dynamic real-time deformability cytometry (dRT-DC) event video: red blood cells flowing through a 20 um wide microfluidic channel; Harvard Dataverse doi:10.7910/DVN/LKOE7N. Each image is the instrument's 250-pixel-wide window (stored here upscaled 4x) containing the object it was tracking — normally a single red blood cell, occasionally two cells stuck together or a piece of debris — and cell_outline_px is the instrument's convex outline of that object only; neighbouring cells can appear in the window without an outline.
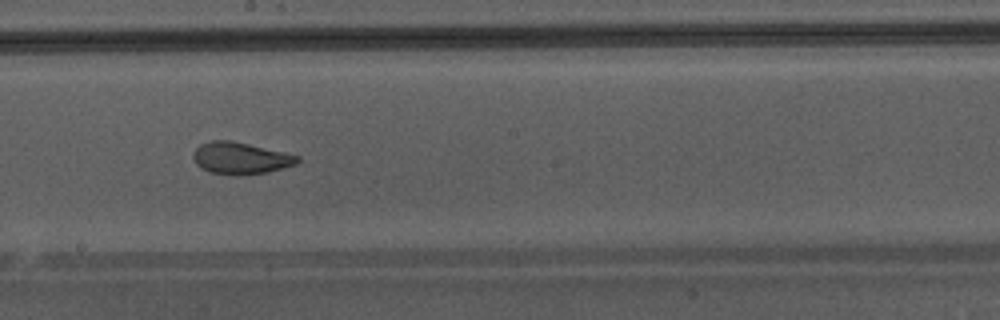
{"species": "Egyptian fruit bat (a non-hibernating species)", "species_latin": "Rousettus aegyptiacus", "temperature_condition": "warm", "stored_images_in_passage": 34, "camera_frame_rate_fps": 3000, "um_per_image_px": 0.085, "animal": {"sex": "male"}, "frame": {"image": 1, "passage_image": 20, "time_ms": 6.333, "image_size_px": [1000, 320], "cell_outline_px": [[300, 160], [296, 164], [268, 172], [240, 176], [208, 172], [200, 168], [196, 164], [192, 156], [196, 148], [200, 144], [212, 140], [232, 140], [284, 152], [300, 156]], "centroid_in_image_um": [20.43, 13.45], "position_along_channel_um": 227.8, "area_um2": 19.54}, "authors_computed_cell_mechanics": {"area_um2": 20.4323, "velocity_mm_per_s": 4.3387, "shape_relaxation_time_tau1_ms": null, "shape_relaxation_time_tau2_ms": 1.0959, "deformation_change_tau1": null, "deformation_change_tau2": 0.0753}}